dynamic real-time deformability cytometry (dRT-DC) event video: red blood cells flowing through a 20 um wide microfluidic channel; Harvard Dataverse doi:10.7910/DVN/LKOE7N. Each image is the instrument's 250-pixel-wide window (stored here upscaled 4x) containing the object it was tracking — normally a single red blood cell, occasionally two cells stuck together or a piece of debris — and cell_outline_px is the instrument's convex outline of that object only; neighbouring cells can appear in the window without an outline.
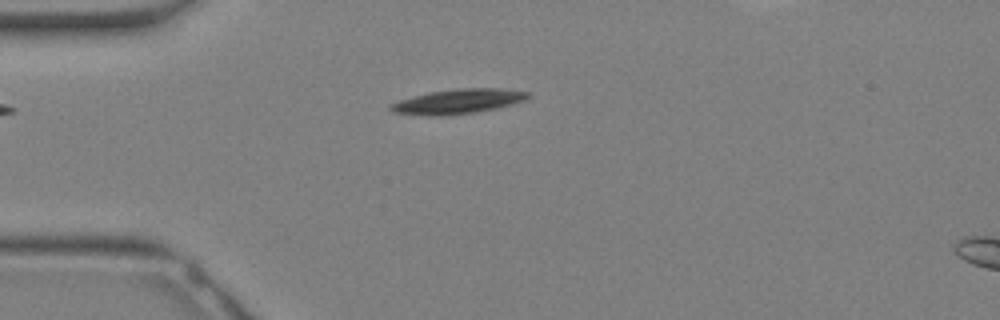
{"species": "Egyptian fruit bat (a non-hibernating species)", "species_latin": "Rousettus aegyptiacus", "temperature_condition": "warm", "stored_images_in_passage": 23, "camera_frame_rate_fps": 3000, "um_per_image_px": 0.085, "animal": {"sex": "female"}, "frame": {"image": 1, "passage_image": 1, "time_ms": 0.0, "image_size_px": [1000, 320], "cell_outline_px": [[532, 96], [528, 100], [496, 108], [476, 112], [440, 116], [428, 116], [392, 112], [388, 108], [388, 104], [412, 96], [428, 92], [460, 88], [500, 88], [528, 92]], "centroid_in_image_um": [38.93, 8.62], "position_along_channel_um": 46.1, "area_um2": 19.94}}
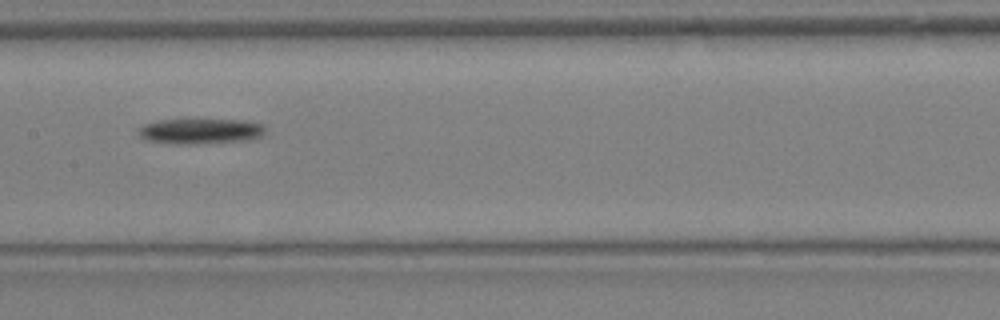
{"frame": {"image": 2, "passage_image": 9, "time_ms": 2.667, "image_size_px": [1000, 320], "cell_outline_px": [[268, 128], [260, 136], [248, 140], [188, 144], [176, 144], [148, 140], [140, 136], [140, 128], [144, 124], [160, 120], [248, 120], [264, 124]], "centroid_in_image_um": [17.11, 11.14], "position_along_channel_um": 190.3, "area_um2": 18.55}}
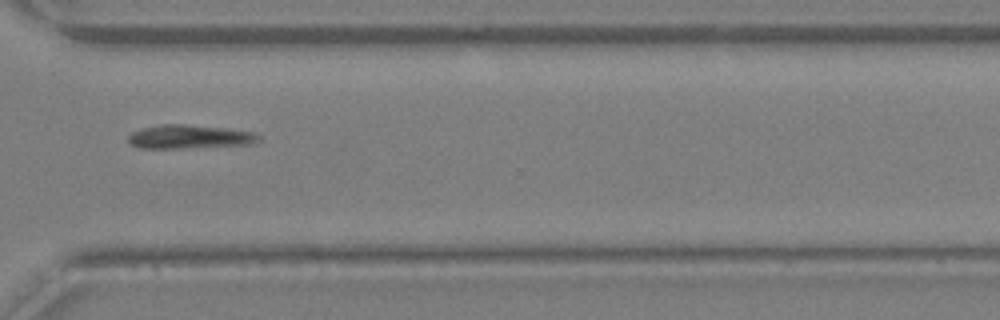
{"frame": {"image": 3, "passage_image": 17, "time_ms": 5.333, "image_size_px": [1000, 320], "cell_outline_px": [[260, 140], [252, 144], [180, 148], [140, 148], [132, 144], [128, 140], [128, 136], [132, 132], [144, 128], [160, 124], [184, 124], [224, 128], [252, 132], [260, 136]], "centroid_in_image_um": [16.1, 11.62], "position_along_channel_um": 354.5, "area_um2": 17.8}}